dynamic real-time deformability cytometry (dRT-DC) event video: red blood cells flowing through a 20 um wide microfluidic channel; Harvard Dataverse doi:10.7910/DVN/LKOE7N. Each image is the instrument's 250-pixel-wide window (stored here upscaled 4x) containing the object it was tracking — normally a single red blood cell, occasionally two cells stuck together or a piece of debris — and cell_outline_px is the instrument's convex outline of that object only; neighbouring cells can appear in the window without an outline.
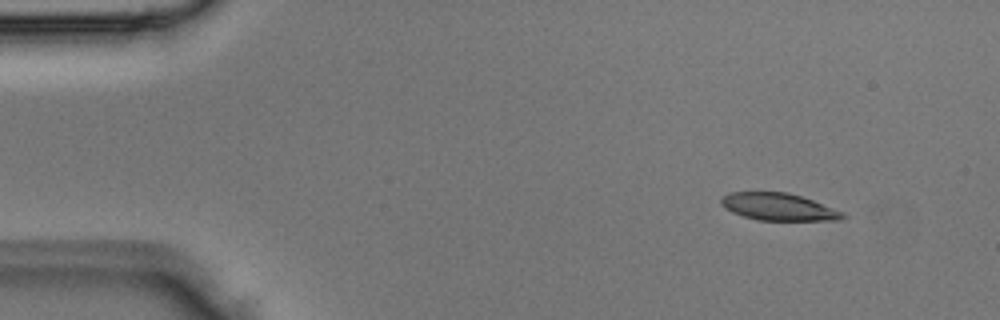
{"species": "Egyptian fruit bat (a non-hibernating species)", "species_latin": "Rousettus aegyptiacus", "temperature_condition": "room temperature", "stored_images_in_passage": 3, "camera_frame_rate_fps": 3000, "um_per_image_px": 0.085, "animal": {"sex": "male"}, "frame": {"image": 1, "passage_image": 1, "time_ms": 0.0, "image_size_px": [1000, 320], "cell_outline_px": [[848, 216], [840, 220], [756, 220], [732, 212], [724, 208], [720, 204], [720, 200], [724, 196], [732, 192], [788, 192], [812, 200], [844, 212]], "centroid_in_image_um": [66.18, 17.59], "position_along_channel_um": 18.8, "area_um2": 19.25}}
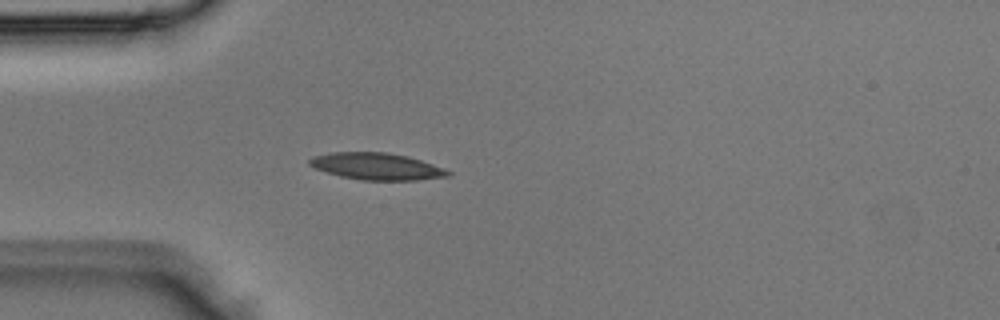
{"frame": {"image": 2, "passage_image": 3, "time_ms": 0.667, "image_size_px": [1000, 320], "cell_outline_px": [[452, 176], [416, 180], [364, 180], [340, 176], [316, 168], [308, 164], [308, 160], [312, 156], [332, 152], [388, 152], [408, 156], [444, 168], [452, 172]], "centroid_in_image_um": [32.04, 14.13], "position_along_channel_um": 53.0, "area_um2": 21.68}}